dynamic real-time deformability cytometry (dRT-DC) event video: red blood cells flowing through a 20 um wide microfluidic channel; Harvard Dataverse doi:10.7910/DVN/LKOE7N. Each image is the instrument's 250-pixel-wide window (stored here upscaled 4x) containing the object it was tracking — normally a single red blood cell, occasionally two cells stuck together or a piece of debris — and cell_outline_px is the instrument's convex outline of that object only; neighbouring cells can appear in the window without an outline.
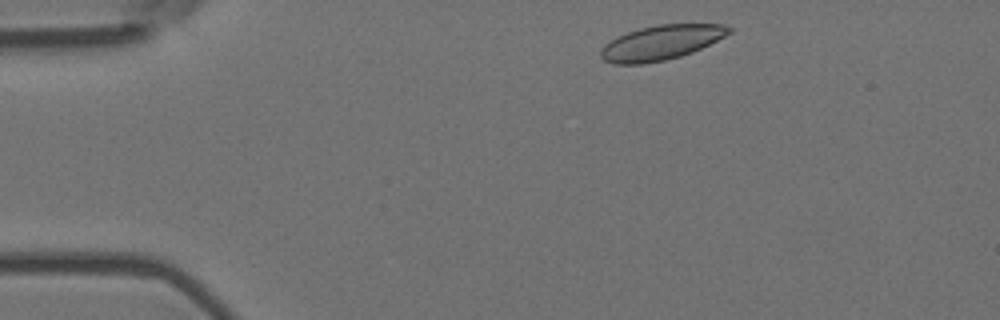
{"species": "Egyptian fruit bat (a non-hibernating species)", "species_latin": "Rousettus aegyptiacus", "temperature_condition": "room temperature", "stored_images_in_passage": 47, "camera_frame_rate_fps": 3000, "um_per_image_px": 0.085, "animal": {"sex": "female"}, "frame": {"image": 1, "passage_image": 1, "time_ms": 0.0, "image_size_px": [1000, 320], "cell_outline_px": [[732, 32], [692, 52], [680, 56], [664, 60], [640, 64], [612, 64], [604, 60], [600, 56], [600, 52], [604, 44], [616, 36], [640, 28], [656, 24], [724, 24], [732, 28]], "centroid_in_image_um": [56.16, 3.61], "position_along_channel_um": 28.8, "area_um2": 25.78}}
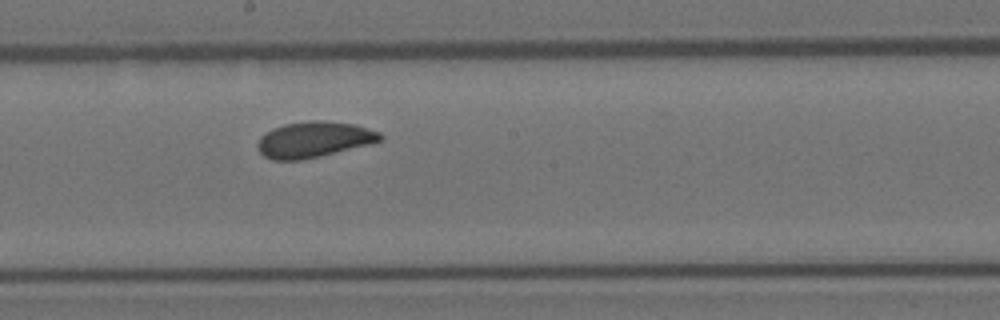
{"frame": {"image": 2, "passage_image": 22, "time_ms": 7.0, "image_size_px": [1000, 320], "cell_outline_px": [[384, 136], [380, 140], [368, 144], [320, 156], [300, 160], [272, 160], [264, 156], [260, 152], [256, 144], [260, 136], [272, 128], [284, 124], [312, 120], [320, 120], [356, 124], [380, 132]], "centroid_in_image_um": [26.65, 11.85], "position_along_channel_um": 221.6, "area_um2": 25.55}}
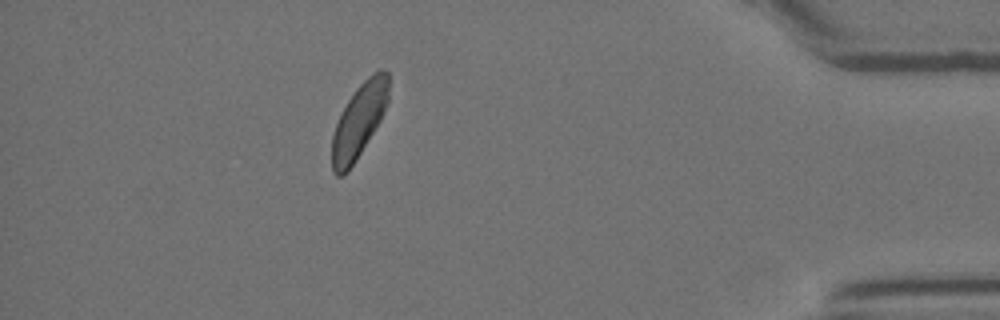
{"frame": {"image": 3, "passage_image": 41, "time_ms": 13.333, "image_size_px": [1000, 320], "cell_outline_px": [[388, 104], [380, 120], [356, 160], [348, 172], [340, 176], [336, 176], [332, 172], [332, 136], [340, 112], [356, 88], [372, 72], [380, 68], [388, 72]], "centroid_in_image_um": [30.51, 10.26], "position_along_channel_um": 404.7, "area_um2": 24.45}, "authors_computed_cell_mechanics": {"area_um2": 25.2586, "velocity_mm_per_s": 3.6241, "shape_relaxation_time_tau1_ms": 3.5936, "shape_relaxation_time_tau2_ms": null, "deformation_change_tau1": 0.0884, "deformation_change_tau2": null}}